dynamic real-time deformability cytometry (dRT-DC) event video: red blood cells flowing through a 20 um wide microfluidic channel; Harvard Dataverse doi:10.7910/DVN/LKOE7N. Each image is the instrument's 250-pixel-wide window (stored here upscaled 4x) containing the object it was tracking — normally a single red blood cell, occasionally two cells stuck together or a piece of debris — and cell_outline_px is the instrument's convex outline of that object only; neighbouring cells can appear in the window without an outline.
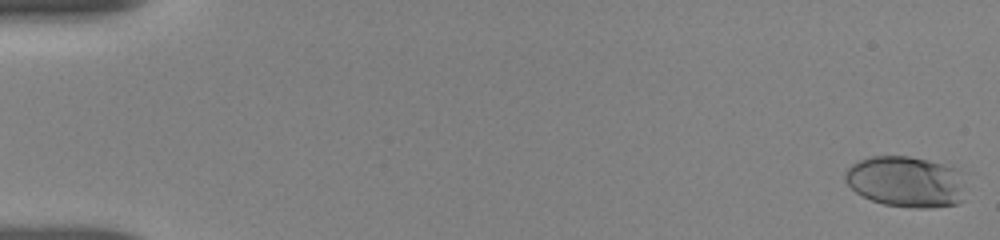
{"species": "human", "species_latin": "Homo sapiens", "temperature_condition": "room temperature", "stored_images_in_passage": 19, "camera_frame_rate_fps": 3000, "um_per_image_px": 0.085, "donor": {"sex": "female"}, "frame": {"image": 1, "passage_image": 1, "time_ms": 0.0, "image_size_px": [1000, 240], "cell_outline_px": [[964, 200], [956, 204], [928, 208], [912, 208], [884, 204], [872, 200], [856, 192], [844, 180], [844, 172], [852, 164], [860, 160], [872, 156], [908, 156], [956, 168], [960, 172]], "centroid_in_image_um": [76.98, 15.45], "position_along_channel_um": 8.0, "area_um2": 35.55}}
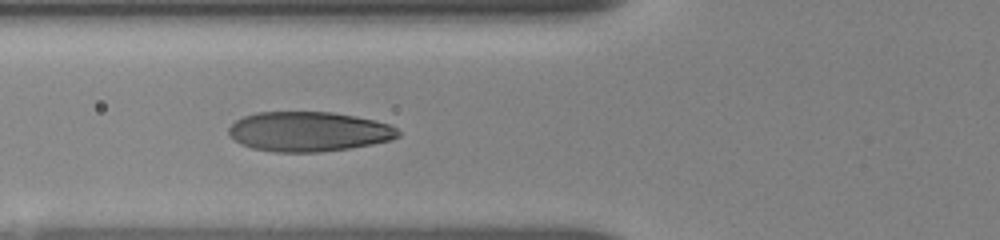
{"frame": {"image": 2, "passage_image": 16, "time_ms": 6.667, "image_size_px": [1000, 240], "cell_outline_px": [[400, 136], [392, 140], [372, 144], [348, 148], [320, 152], [276, 152], [252, 148], [240, 144], [228, 132], [228, 128], [236, 120], [244, 116], [256, 112], [332, 112], [356, 116], [376, 120], [388, 124], [396, 128], [400, 132]], "centroid_in_image_um": [26.25, 11.18], "position_along_channel_um": 99.5, "area_um2": 39.3}}
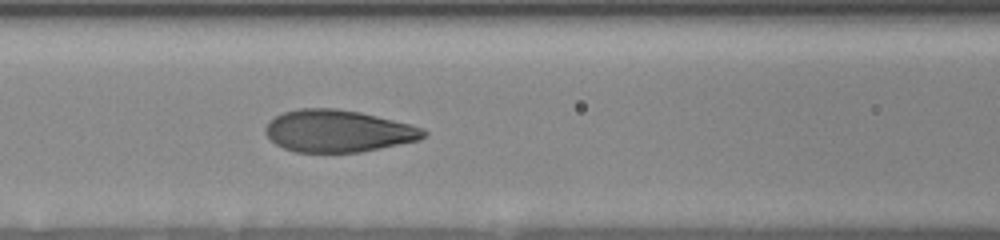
{"frame": {"image": 3, "passage_image": 19, "time_ms": 7.667, "image_size_px": [1000, 240], "cell_outline_px": [[428, 136], [420, 140], [360, 152], [296, 152], [284, 148], [276, 144], [264, 132], [264, 128], [276, 116], [284, 112], [300, 108], [336, 108], [360, 112], [412, 124], [424, 128], [428, 132]], "centroid_in_image_um": [28.79, 11.13], "position_along_channel_um": 137.8, "area_um2": 38.9}}